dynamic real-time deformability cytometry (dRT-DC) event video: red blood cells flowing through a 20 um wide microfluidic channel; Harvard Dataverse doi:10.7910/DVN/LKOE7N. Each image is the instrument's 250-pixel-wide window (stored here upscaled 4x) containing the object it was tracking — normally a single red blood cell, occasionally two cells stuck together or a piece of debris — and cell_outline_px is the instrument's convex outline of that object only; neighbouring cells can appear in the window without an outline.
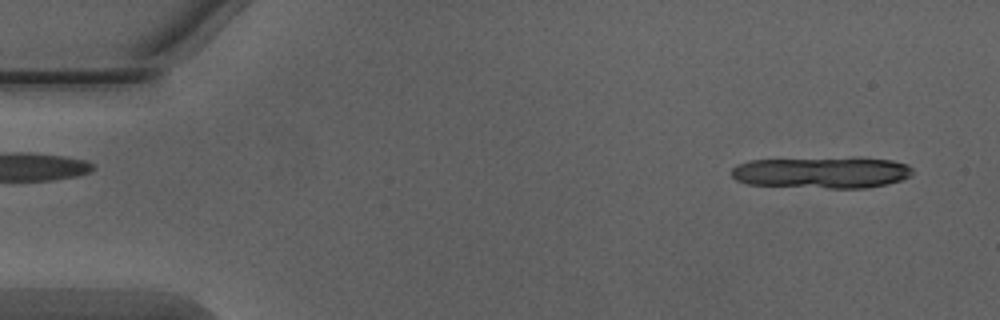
{"species": "Egyptian fruit bat (a non-hibernating species)", "species_latin": "Rousettus aegyptiacus", "temperature_condition": "warm", "stored_images_in_passage": 17, "camera_frame_rate_fps": 3000, "um_per_image_px": 0.085, "animal": {"sex": "male"}, "frame": {"image": 1, "passage_image": 3, "time_ms": 0.667, "image_size_px": [1000, 320], "cell_outline_px": [[912, 176], [888, 184], [868, 188], [828, 188], [748, 184], [736, 180], [732, 176], [732, 168], [736, 164], [748, 160], [892, 160], [908, 164], [912, 168]], "centroid_in_image_um": [69.84, 14.71], "position_along_channel_um": 15.2, "area_um2": 32.02}}